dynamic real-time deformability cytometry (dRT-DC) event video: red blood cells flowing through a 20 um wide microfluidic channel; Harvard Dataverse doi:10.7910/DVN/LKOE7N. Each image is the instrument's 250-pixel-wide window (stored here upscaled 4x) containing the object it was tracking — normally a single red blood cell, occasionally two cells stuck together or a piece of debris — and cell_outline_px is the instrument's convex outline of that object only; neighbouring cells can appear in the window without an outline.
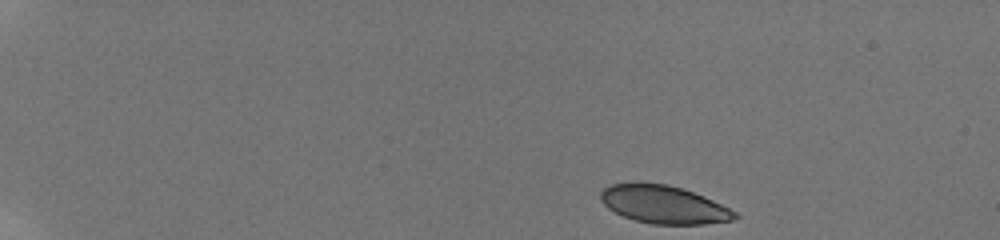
{"species": "human", "species_latin": "Homo sapiens", "temperature_condition": "room temperature", "stored_images_in_passage": 31, "camera_frame_rate_fps": 3000, "um_per_image_px": 0.085, "donor": {"sex": "male"}, "frame": {"image": 1, "passage_image": 1, "time_ms": 0.0, "image_size_px": [1000, 240], "cell_outline_px": [[740, 216], [732, 220], [704, 224], [652, 224], [636, 220], [624, 216], [608, 208], [600, 200], [600, 192], [604, 188], [612, 184], [668, 184], [704, 196], [736, 212]], "centroid_in_image_um": [56.43, 17.4], "position_along_channel_um": 28.6, "area_um2": 29.07}}
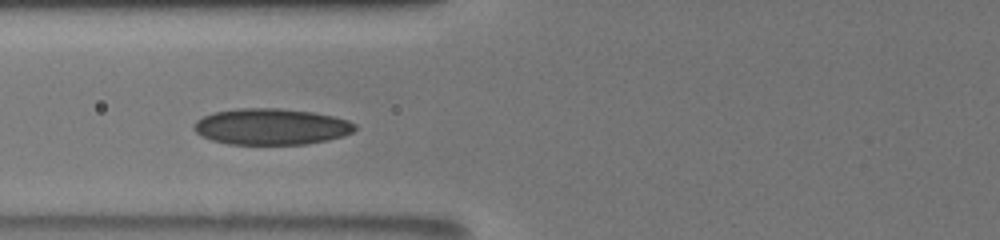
{"frame": {"image": 2, "passage_image": 21, "time_ms": 5.333, "image_size_px": [1000, 240], "cell_outline_px": [[356, 128], [352, 132], [344, 136], [328, 140], [308, 144], [228, 144], [212, 140], [200, 136], [192, 128], [192, 124], [196, 120], [212, 112], [236, 108], [280, 108], [312, 112], [332, 116], [348, 120], [356, 124]], "centroid_in_image_um": [23.02, 10.76], "position_along_channel_um": 102.8, "area_um2": 34.28}}
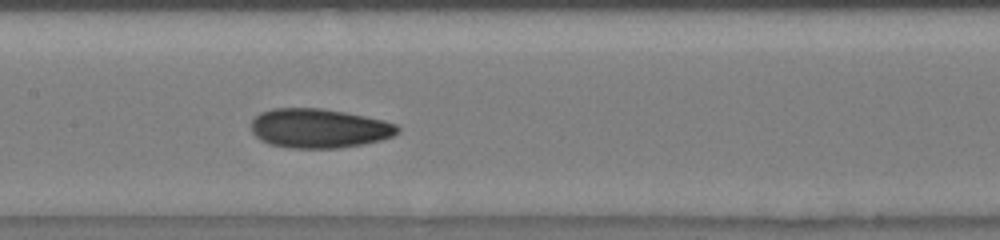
{"frame": {"image": 3, "passage_image": 30, "time_ms": 7.333, "image_size_px": [1000, 240], "cell_outline_px": [[400, 132], [392, 136], [380, 140], [364, 144], [340, 148], [288, 148], [272, 144], [260, 140], [252, 132], [252, 120], [260, 112], [272, 108], [320, 108], [344, 112], [384, 120], [396, 124], [400, 128]], "centroid_in_image_um": [27.12, 10.91], "position_along_channel_um": 180.3, "area_um2": 33.58}}